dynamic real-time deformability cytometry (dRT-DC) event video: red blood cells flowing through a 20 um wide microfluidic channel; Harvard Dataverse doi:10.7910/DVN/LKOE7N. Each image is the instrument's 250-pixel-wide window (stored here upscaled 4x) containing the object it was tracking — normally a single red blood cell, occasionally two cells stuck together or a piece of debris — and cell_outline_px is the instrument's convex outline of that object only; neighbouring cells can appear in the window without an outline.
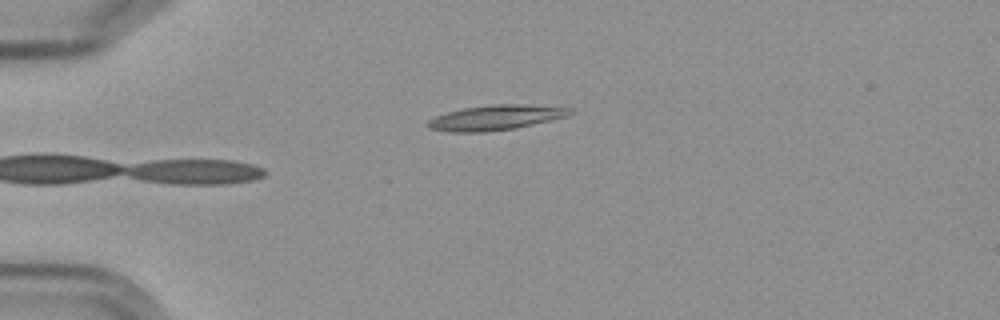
{"species": "Egyptian fruit bat (a non-hibernating species)", "species_latin": "Rousettus aegyptiacus", "temperature_condition": "cold", "stored_images_in_passage": 3, "camera_frame_rate_fps": 3000, "um_per_image_px": 0.085, "frame": {"image": 1, "passage_image": 3, "time_ms": 2.333, "image_size_px": [1000, 320], "cell_outline_px": [[576, 112], [568, 116], [516, 128], [484, 132], [448, 132], [428, 128], [424, 124], [428, 120], [436, 116], [460, 108], [492, 104], [528, 104], [576, 108]], "centroid_in_image_um": [42.17, 9.98], "position_along_channel_um": 42.8, "area_um2": 21.15}}